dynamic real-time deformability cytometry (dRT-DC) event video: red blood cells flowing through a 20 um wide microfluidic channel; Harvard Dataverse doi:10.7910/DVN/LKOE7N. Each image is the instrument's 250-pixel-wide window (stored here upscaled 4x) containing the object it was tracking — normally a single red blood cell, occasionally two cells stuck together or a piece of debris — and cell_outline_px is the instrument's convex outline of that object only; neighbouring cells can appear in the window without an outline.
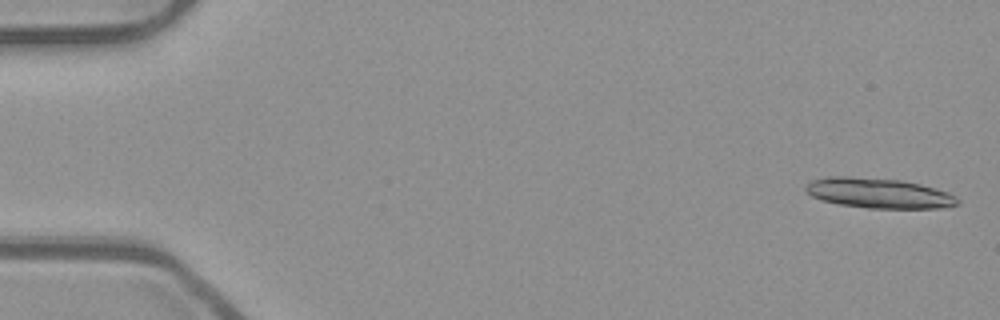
{"species": "common noctule bat (a hibernating species)", "species_latin": "Nyctalus noctula", "temperature_condition": "room temperature", "stored_images_in_passage": 24, "camera_frame_rate_fps": 3000, "um_per_image_px": 0.085, "animal": {"sex": "male", "body_mass_g": 23.1, "forearm_length_mm": 52.7}, "frame": {"image": 1, "passage_image": 2, "time_ms": 0.333, "image_size_px": [1000, 320], "cell_outline_px": [[960, 204], [940, 208], [868, 208], [836, 204], [812, 196], [804, 188], [812, 180], [828, 176], [848, 176], [900, 180], [920, 184], [948, 192], [956, 196], [960, 200]], "centroid_in_image_um": [74.71, 16.42], "position_along_channel_um": 10.3, "area_um2": 26.59}}
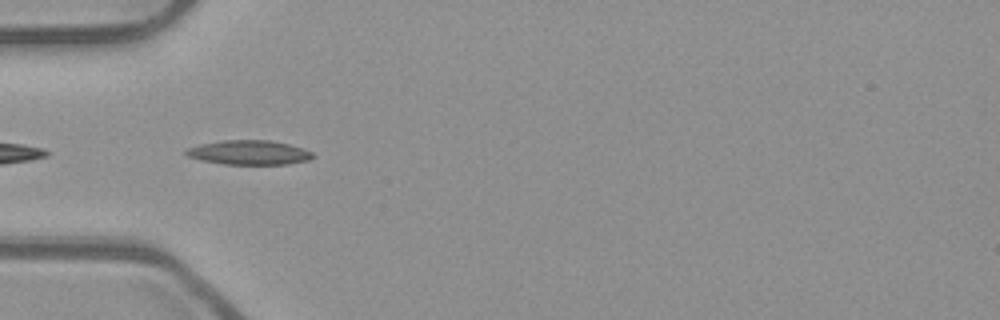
{"frame": {"image": 2, "passage_image": 18, "time_ms": 5.667, "image_size_px": [1000, 320], "cell_outline_px": [[316, 156], [308, 160], [288, 164], [224, 164], [200, 160], [188, 156], [184, 152], [188, 148], [200, 144], [224, 140], [272, 140], [304, 148], [312, 152]], "centroid_in_image_um": [21.2, 12.96], "position_along_channel_um": 63.8, "area_um2": 18.03}}